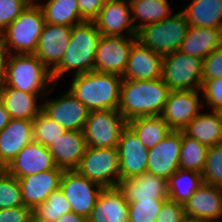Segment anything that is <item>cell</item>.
Wrapping results in <instances>:
<instances>
[{"label":"cell","instance_id":"cell-44","mask_svg":"<svg viewBox=\"0 0 222 222\" xmlns=\"http://www.w3.org/2000/svg\"><path fill=\"white\" fill-rule=\"evenodd\" d=\"M32 212L33 210L25 205L0 209V222H28Z\"/></svg>","mask_w":222,"mask_h":222},{"label":"cell","instance_id":"cell-18","mask_svg":"<svg viewBox=\"0 0 222 222\" xmlns=\"http://www.w3.org/2000/svg\"><path fill=\"white\" fill-rule=\"evenodd\" d=\"M184 210L188 219L222 222V188L204 183L184 204Z\"/></svg>","mask_w":222,"mask_h":222},{"label":"cell","instance_id":"cell-17","mask_svg":"<svg viewBox=\"0 0 222 222\" xmlns=\"http://www.w3.org/2000/svg\"><path fill=\"white\" fill-rule=\"evenodd\" d=\"M50 169H62L56 166L53 155L42 144L33 141L27 144L4 170L16 178L33 175Z\"/></svg>","mask_w":222,"mask_h":222},{"label":"cell","instance_id":"cell-15","mask_svg":"<svg viewBox=\"0 0 222 222\" xmlns=\"http://www.w3.org/2000/svg\"><path fill=\"white\" fill-rule=\"evenodd\" d=\"M42 104V111L65 130L83 131L89 110L69 90Z\"/></svg>","mask_w":222,"mask_h":222},{"label":"cell","instance_id":"cell-21","mask_svg":"<svg viewBox=\"0 0 222 222\" xmlns=\"http://www.w3.org/2000/svg\"><path fill=\"white\" fill-rule=\"evenodd\" d=\"M117 188L128 203L168 199L167 180L148 172L120 180Z\"/></svg>","mask_w":222,"mask_h":222},{"label":"cell","instance_id":"cell-34","mask_svg":"<svg viewBox=\"0 0 222 222\" xmlns=\"http://www.w3.org/2000/svg\"><path fill=\"white\" fill-rule=\"evenodd\" d=\"M208 147L187 136L182 130L180 168L201 173L204 169Z\"/></svg>","mask_w":222,"mask_h":222},{"label":"cell","instance_id":"cell-41","mask_svg":"<svg viewBox=\"0 0 222 222\" xmlns=\"http://www.w3.org/2000/svg\"><path fill=\"white\" fill-rule=\"evenodd\" d=\"M202 96L205 105L212 111L222 112V78L207 80L203 83Z\"/></svg>","mask_w":222,"mask_h":222},{"label":"cell","instance_id":"cell-16","mask_svg":"<svg viewBox=\"0 0 222 222\" xmlns=\"http://www.w3.org/2000/svg\"><path fill=\"white\" fill-rule=\"evenodd\" d=\"M120 180L147 172L149 149L127 125L117 144Z\"/></svg>","mask_w":222,"mask_h":222},{"label":"cell","instance_id":"cell-5","mask_svg":"<svg viewBox=\"0 0 222 222\" xmlns=\"http://www.w3.org/2000/svg\"><path fill=\"white\" fill-rule=\"evenodd\" d=\"M4 84L22 92L47 93L53 82L51 72L35 54H10Z\"/></svg>","mask_w":222,"mask_h":222},{"label":"cell","instance_id":"cell-4","mask_svg":"<svg viewBox=\"0 0 222 222\" xmlns=\"http://www.w3.org/2000/svg\"><path fill=\"white\" fill-rule=\"evenodd\" d=\"M44 24L42 9L34 1L1 32L0 38L10 54H35Z\"/></svg>","mask_w":222,"mask_h":222},{"label":"cell","instance_id":"cell-39","mask_svg":"<svg viewBox=\"0 0 222 222\" xmlns=\"http://www.w3.org/2000/svg\"><path fill=\"white\" fill-rule=\"evenodd\" d=\"M165 200L129 203L128 222H155Z\"/></svg>","mask_w":222,"mask_h":222},{"label":"cell","instance_id":"cell-36","mask_svg":"<svg viewBox=\"0 0 222 222\" xmlns=\"http://www.w3.org/2000/svg\"><path fill=\"white\" fill-rule=\"evenodd\" d=\"M33 212L48 222H56L62 215L71 212V206L59 188L53 191Z\"/></svg>","mask_w":222,"mask_h":222},{"label":"cell","instance_id":"cell-31","mask_svg":"<svg viewBox=\"0 0 222 222\" xmlns=\"http://www.w3.org/2000/svg\"><path fill=\"white\" fill-rule=\"evenodd\" d=\"M38 5L45 23L72 27L85 21L79 14L78 0H48Z\"/></svg>","mask_w":222,"mask_h":222},{"label":"cell","instance_id":"cell-27","mask_svg":"<svg viewBox=\"0 0 222 222\" xmlns=\"http://www.w3.org/2000/svg\"><path fill=\"white\" fill-rule=\"evenodd\" d=\"M221 46L222 29L190 26L179 51L203 60Z\"/></svg>","mask_w":222,"mask_h":222},{"label":"cell","instance_id":"cell-33","mask_svg":"<svg viewBox=\"0 0 222 222\" xmlns=\"http://www.w3.org/2000/svg\"><path fill=\"white\" fill-rule=\"evenodd\" d=\"M203 184L201 173L179 168L167 180L168 199L184 205Z\"/></svg>","mask_w":222,"mask_h":222},{"label":"cell","instance_id":"cell-43","mask_svg":"<svg viewBox=\"0 0 222 222\" xmlns=\"http://www.w3.org/2000/svg\"><path fill=\"white\" fill-rule=\"evenodd\" d=\"M186 219L184 205L166 199L155 222H184Z\"/></svg>","mask_w":222,"mask_h":222},{"label":"cell","instance_id":"cell-38","mask_svg":"<svg viewBox=\"0 0 222 222\" xmlns=\"http://www.w3.org/2000/svg\"><path fill=\"white\" fill-rule=\"evenodd\" d=\"M202 176L205 184L222 188V143L208 148Z\"/></svg>","mask_w":222,"mask_h":222},{"label":"cell","instance_id":"cell-46","mask_svg":"<svg viewBox=\"0 0 222 222\" xmlns=\"http://www.w3.org/2000/svg\"><path fill=\"white\" fill-rule=\"evenodd\" d=\"M10 52L0 38V85L4 84Z\"/></svg>","mask_w":222,"mask_h":222},{"label":"cell","instance_id":"cell-11","mask_svg":"<svg viewBox=\"0 0 222 222\" xmlns=\"http://www.w3.org/2000/svg\"><path fill=\"white\" fill-rule=\"evenodd\" d=\"M136 40L137 37L102 35L95 55V71L123 76L131 47Z\"/></svg>","mask_w":222,"mask_h":222},{"label":"cell","instance_id":"cell-45","mask_svg":"<svg viewBox=\"0 0 222 222\" xmlns=\"http://www.w3.org/2000/svg\"><path fill=\"white\" fill-rule=\"evenodd\" d=\"M105 0H78L79 14L85 21H93L105 4Z\"/></svg>","mask_w":222,"mask_h":222},{"label":"cell","instance_id":"cell-29","mask_svg":"<svg viewBox=\"0 0 222 222\" xmlns=\"http://www.w3.org/2000/svg\"><path fill=\"white\" fill-rule=\"evenodd\" d=\"M181 11L190 26L222 29V0H192Z\"/></svg>","mask_w":222,"mask_h":222},{"label":"cell","instance_id":"cell-28","mask_svg":"<svg viewBox=\"0 0 222 222\" xmlns=\"http://www.w3.org/2000/svg\"><path fill=\"white\" fill-rule=\"evenodd\" d=\"M183 132L206 147L222 143V112H200Z\"/></svg>","mask_w":222,"mask_h":222},{"label":"cell","instance_id":"cell-13","mask_svg":"<svg viewBox=\"0 0 222 222\" xmlns=\"http://www.w3.org/2000/svg\"><path fill=\"white\" fill-rule=\"evenodd\" d=\"M93 22L101 35L137 37L128 0L106 1Z\"/></svg>","mask_w":222,"mask_h":222},{"label":"cell","instance_id":"cell-35","mask_svg":"<svg viewBox=\"0 0 222 222\" xmlns=\"http://www.w3.org/2000/svg\"><path fill=\"white\" fill-rule=\"evenodd\" d=\"M66 130L41 111L33 120L34 141L50 147Z\"/></svg>","mask_w":222,"mask_h":222},{"label":"cell","instance_id":"cell-48","mask_svg":"<svg viewBox=\"0 0 222 222\" xmlns=\"http://www.w3.org/2000/svg\"><path fill=\"white\" fill-rule=\"evenodd\" d=\"M10 120L11 117L4 108L3 102L0 99V132L8 125Z\"/></svg>","mask_w":222,"mask_h":222},{"label":"cell","instance_id":"cell-40","mask_svg":"<svg viewBox=\"0 0 222 222\" xmlns=\"http://www.w3.org/2000/svg\"><path fill=\"white\" fill-rule=\"evenodd\" d=\"M31 2V0H0V34Z\"/></svg>","mask_w":222,"mask_h":222},{"label":"cell","instance_id":"cell-30","mask_svg":"<svg viewBox=\"0 0 222 222\" xmlns=\"http://www.w3.org/2000/svg\"><path fill=\"white\" fill-rule=\"evenodd\" d=\"M131 8L132 23L138 32L148 24L159 22L172 15L168 0H128ZM136 20L140 24H135Z\"/></svg>","mask_w":222,"mask_h":222},{"label":"cell","instance_id":"cell-3","mask_svg":"<svg viewBox=\"0 0 222 222\" xmlns=\"http://www.w3.org/2000/svg\"><path fill=\"white\" fill-rule=\"evenodd\" d=\"M122 76L90 71L74 75L69 91L89 111L118 109Z\"/></svg>","mask_w":222,"mask_h":222},{"label":"cell","instance_id":"cell-24","mask_svg":"<svg viewBox=\"0 0 222 222\" xmlns=\"http://www.w3.org/2000/svg\"><path fill=\"white\" fill-rule=\"evenodd\" d=\"M51 86V90L49 89L47 93H27L2 84L0 85V99L11 119L33 121L42 111V104L38 105L37 99L48 96L56 84L53 83Z\"/></svg>","mask_w":222,"mask_h":222},{"label":"cell","instance_id":"cell-12","mask_svg":"<svg viewBox=\"0 0 222 222\" xmlns=\"http://www.w3.org/2000/svg\"><path fill=\"white\" fill-rule=\"evenodd\" d=\"M200 93L201 89L170 92L161 118L172 130H183L204 109Z\"/></svg>","mask_w":222,"mask_h":222},{"label":"cell","instance_id":"cell-8","mask_svg":"<svg viewBox=\"0 0 222 222\" xmlns=\"http://www.w3.org/2000/svg\"><path fill=\"white\" fill-rule=\"evenodd\" d=\"M76 170L103 188L116 187L120 181L119 154L117 148L87 146Z\"/></svg>","mask_w":222,"mask_h":222},{"label":"cell","instance_id":"cell-37","mask_svg":"<svg viewBox=\"0 0 222 222\" xmlns=\"http://www.w3.org/2000/svg\"><path fill=\"white\" fill-rule=\"evenodd\" d=\"M24 205L19 181L4 169L0 171V209Z\"/></svg>","mask_w":222,"mask_h":222},{"label":"cell","instance_id":"cell-20","mask_svg":"<svg viewBox=\"0 0 222 222\" xmlns=\"http://www.w3.org/2000/svg\"><path fill=\"white\" fill-rule=\"evenodd\" d=\"M163 55L144 46L136 40L128 58L125 80H154L162 78Z\"/></svg>","mask_w":222,"mask_h":222},{"label":"cell","instance_id":"cell-23","mask_svg":"<svg viewBox=\"0 0 222 222\" xmlns=\"http://www.w3.org/2000/svg\"><path fill=\"white\" fill-rule=\"evenodd\" d=\"M33 141V121L11 119L0 132V167L4 169L27 144Z\"/></svg>","mask_w":222,"mask_h":222},{"label":"cell","instance_id":"cell-10","mask_svg":"<svg viewBox=\"0 0 222 222\" xmlns=\"http://www.w3.org/2000/svg\"><path fill=\"white\" fill-rule=\"evenodd\" d=\"M60 189L69 201L71 211L87 219L103 187L82 176L74 169L63 171Z\"/></svg>","mask_w":222,"mask_h":222},{"label":"cell","instance_id":"cell-9","mask_svg":"<svg viewBox=\"0 0 222 222\" xmlns=\"http://www.w3.org/2000/svg\"><path fill=\"white\" fill-rule=\"evenodd\" d=\"M128 121L118 109L90 111L83 134L86 144L95 148H117Z\"/></svg>","mask_w":222,"mask_h":222},{"label":"cell","instance_id":"cell-14","mask_svg":"<svg viewBox=\"0 0 222 222\" xmlns=\"http://www.w3.org/2000/svg\"><path fill=\"white\" fill-rule=\"evenodd\" d=\"M182 130L171 132L149 149L147 172L166 180L180 168Z\"/></svg>","mask_w":222,"mask_h":222},{"label":"cell","instance_id":"cell-32","mask_svg":"<svg viewBox=\"0 0 222 222\" xmlns=\"http://www.w3.org/2000/svg\"><path fill=\"white\" fill-rule=\"evenodd\" d=\"M128 126L148 149L155 147L172 130L161 116L137 117L129 120Z\"/></svg>","mask_w":222,"mask_h":222},{"label":"cell","instance_id":"cell-2","mask_svg":"<svg viewBox=\"0 0 222 222\" xmlns=\"http://www.w3.org/2000/svg\"><path fill=\"white\" fill-rule=\"evenodd\" d=\"M93 21H84L72 26L69 44L61 62L51 71L54 84L68 71L75 75L95 71V55L101 37Z\"/></svg>","mask_w":222,"mask_h":222},{"label":"cell","instance_id":"cell-26","mask_svg":"<svg viewBox=\"0 0 222 222\" xmlns=\"http://www.w3.org/2000/svg\"><path fill=\"white\" fill-rule=\"evenodd\" d=\"M129 203L116 187L103 188L87 220L89 222H128Z\"/></svg>","mask_w":222,"mask_h":222},{"label":"cell","instance_id":"cell-49","mask_svg":"<svg viewBox=\"0 0 222 222\" xmlns=\"http://www.w3.org/2000/svg\"><path fill=\"white\" fill-rule=\"evenodd\" d=\"M28 222H48V221H46L43 218H40L38 215L32 212L29 216Z\"/></svg>","mask_w":222,"mask_h":222},{"label":"cell","instance_id":"cell-1","mask_svg":"<svg viewBox=\"0 0 222 222\" xmlns=\"http://www.w3.org/2000/svg\"><path fill=\"white\" fill-rule=\"evenodd\" d=\"M171 91L162 78L123 79L118 111L127 121L137 117L161 116Z\"/></svg>","mask_w":222,"mask_h":222},{"label":"cell","instance_id":"cell-19","mask_svg":"<svg viewBox=\"0 0 222 222\" xmlns=\"http://www.w3.org/2000/svg\"><path fill=\"white\" fill-rule=\"evenodd\" d=\"M71 26L45 23L35 55L51 72L62 60L71 37Z\"/></svg>","mask_w":222,"mask_h":222},{"label":"cell","instance_id":"cell-50","mask_svg":"<svg viewBox=\"0 0 222 222\" xmlns=\"http://www.w3.org/2000/svg\"><path fill=\"white\" fill-rule=\"evenodd\" d=\"M184 222H202V221H198V220H193V219H186Z\"/></svg>","mask_w":222,"mask_h":222},{"label":"cell","instance_id":"cell-7","mask_svg":"<svg viewBox=\"0 0 222 222\" xmlns=\"http://www.w3.org/2000/svg\"><path fill=\"white\" fill-rule=\"evenodd\" d=\"M203 60L175 51L163 55L162 79L171 90L202 88Z\"/></svg>","mask_w":222,"mask_h":222},{"label":"cell","instance_id":"cell-47","mask_svg":"<svg viewBox=\"0 0 222 222\" xmlns=\"http://www.w3.org/2000/svg\"><path fill=\"white\" fill-rule=\"evenodd\" d=\"M86 219L72 211L62 215L56 222H85Z\"/></svg>","mask_w":222,"mask_h":222},{"label":"cell","instance_id":"cell-22","mask_svg":"<svg viewBox=\"0 0 222 222\" xmlns=\"http://www.w3.org/2000/svg\"><path fill=\"white\" fill-rule=\"evenodd\" d=\"M63 169H50L33 175L17 178L24 205L34 210L48 196L60 188Z\"/></svg>","mask_w":222,"mask_h":222},{"label":"cell","instance_id":"cell-6","mask_svg":"<svg viewBox=\"0 0 222 222\" xmlns=\"http://www.w3.org/2000/svg\"><path fill=\"white\" fill-rule=\"evenodd\" d=\"M190 25L182 11L148 24L137 33V40L154 52L166 55L180 49Z\"/></svg>","mask_w":222,"mask_h":222},{"label":"cell","instance_id":"cell-42","mask_svg":"<svg viewBox=\"0 0 222 222\" xmlns=\"http://www.w3.org/2000/svg\"><path fill=\"white\" fill-rule=\"evenodd\" d=\"M217 78H222V46L203 59L202 83Z\"/></svg>","mask_w":222,"mask_h":222},{"label":"cell","instance_id":"cell-25","mask_svg":"<svg viewBox=\"0 0 222 222\" xmlns=\"http://www.w3.org/2000/svg\"><path fill=\"white\" fill-rule=\"evenodd\" d=\"M87 148L83 131L66 130L55 143L48 147L57 167L63 170L76 169Z\"/></svg>","mask_w":222,"mask_h":222}]
</instances>
